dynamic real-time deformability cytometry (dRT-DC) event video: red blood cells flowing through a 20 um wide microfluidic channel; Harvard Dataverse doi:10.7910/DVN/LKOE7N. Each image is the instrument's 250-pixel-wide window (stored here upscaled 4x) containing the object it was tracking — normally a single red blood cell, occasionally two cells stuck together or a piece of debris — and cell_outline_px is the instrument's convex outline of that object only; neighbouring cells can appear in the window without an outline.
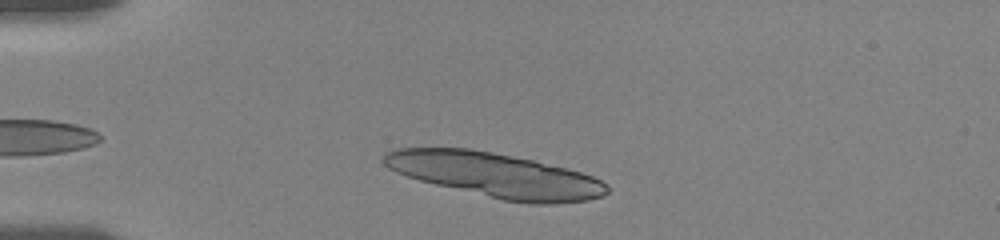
{"species": "human", "species_latin": "Homo sapiens", "temperature_condition": "room temperature", "stored_images_in_passage": 40, "segment_of_instrument_passage": [1, 2], "camera_frame_rate_fps": 3000, "um_per_image_px": 0.085, "donor": {"sex": "female"}, "frame": {"image": 1, "passage_image": 5, "time_ms": 1.333, "image_size_px": [1000, 240], "cell_outline_px": [[608, 192], [604, 196], [588, 200], [556, 204], [528, 204], [504, 200], [436, 184], [420, 180], [396, 172], [388, 168], [384, 164], [384, 152], [396, 148], [468, 148], [492, 152], [532, 160], [580, 172], [592, 176], [608, 184]], "centroid_in_image_um": [42.13, 14.89], "position_along_channel_um": 42.9, "area_um2": 57.45}}